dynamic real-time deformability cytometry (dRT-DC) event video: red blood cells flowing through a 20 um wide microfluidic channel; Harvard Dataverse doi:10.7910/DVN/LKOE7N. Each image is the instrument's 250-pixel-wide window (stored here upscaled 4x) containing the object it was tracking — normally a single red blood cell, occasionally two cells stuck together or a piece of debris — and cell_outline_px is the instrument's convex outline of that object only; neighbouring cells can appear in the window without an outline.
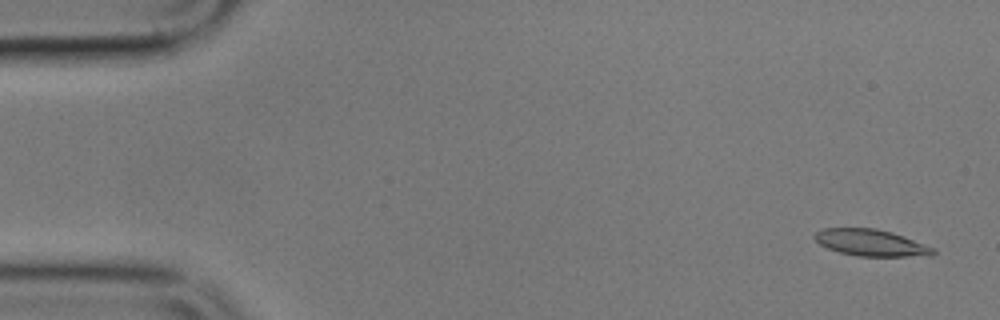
{"species": "common noctule bat (a hibernating species)", "species_latin": "Nyctalus noctula", "temperature_condition": "cold", "stored_images_in_passage": 2, "camera_frame_rate_fps": 3000, "um_per_image_px": 0.085, "animal": {"sex": "male", "body_mass_g": 17.9}, "frame": {"image": 1, "passage_image": 1, "time_ms": 0.0, "image_size_px": [1000, 320], "cell_outline_px": [[936, 252], [932, 256], [856, 256], [840, 252], [828, 248], [820, 244], [812, 236], [816, 232], [824, 228], [876, 228], [892, 232], [904, 236], [936, 248]], "centroid_in_image_um": [74.07, 20.63], "position_along_channel_um": 10.9, "area_um2": 18.5}}